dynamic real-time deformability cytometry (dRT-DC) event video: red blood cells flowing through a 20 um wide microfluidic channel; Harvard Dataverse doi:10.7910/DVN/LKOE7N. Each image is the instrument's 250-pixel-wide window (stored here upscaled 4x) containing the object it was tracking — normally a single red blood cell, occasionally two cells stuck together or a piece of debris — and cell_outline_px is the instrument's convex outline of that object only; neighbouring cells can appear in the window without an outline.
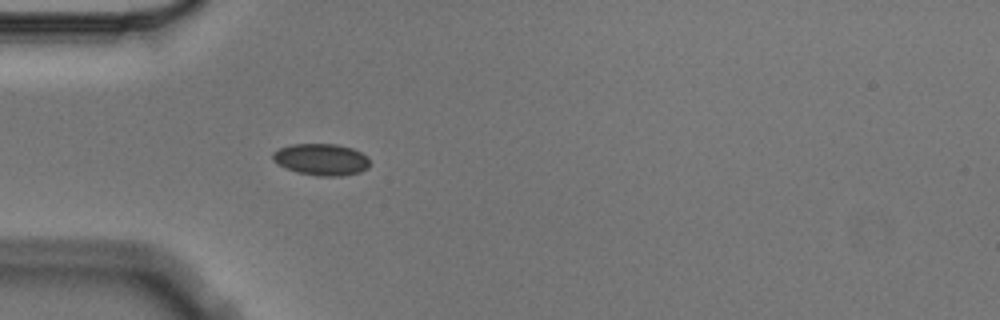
{"species": "Egyptian fruit bat (a non-hibernating species)", "species_latin": "Rousettus aegyptiacus", "temperature_condition": "cold", "stored_images_in_passage": 5, "camera_frame_rate_fps": 3000, "um_per_image_px": 0.085, "animal": {"sex": "male"}, "frame": {"image": 1, "passage_image": 5, "time_ms": 1.333, "image_size_px": [1000, 320], "cell_outline_px": [[368, 168], [360, 172], [340, 176], [320, 176], [296, 172], [284, 168], [272, 160], [272, 152], [280, 148], [292, 144], [336, 144], [352, 148], [368, 156]], "centroid_in_image_um": [27.29, 13.56], "position_along_channel_um": 57.7, "area_um2": 17.98}}